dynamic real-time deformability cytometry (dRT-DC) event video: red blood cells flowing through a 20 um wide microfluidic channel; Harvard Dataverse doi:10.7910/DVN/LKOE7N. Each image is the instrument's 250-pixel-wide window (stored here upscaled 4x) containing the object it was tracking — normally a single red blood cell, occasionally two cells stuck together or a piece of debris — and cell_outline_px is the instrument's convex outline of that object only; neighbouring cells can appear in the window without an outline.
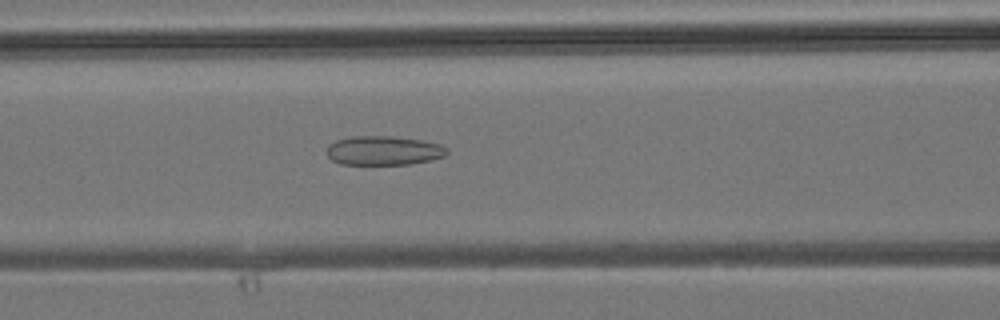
{"species": "common noctule bat (a hibernating species)", "species_latin": "Nyctalus noctula", "temperature_condition": "room temperature", "stored_images_in_passage": 42, "camera_frame_rate_fps": 3000, "um_per_image_px": 0.085, "animal": {"sex": "male", "body_mass_g": 19.2, "forearm_length_mm": 51.8}, "frame": {"image": 1, "passage_image": 17, "time_ms": 5.333, "image_size_px": [1000, 320], "cell_outline_px": [[448, 152], [444, 156], [432, 160], [408, 164], [340, 164], [332, 160], [328, 156], [328, 144], [336, 140], [352, 136], [388, 136], [420, 140], [440, 144], [448, 148]], "centroid_in_image_um": [32.61, 12.8], "position_along_channel_um": 134.0, "area_um2": 20.35}}
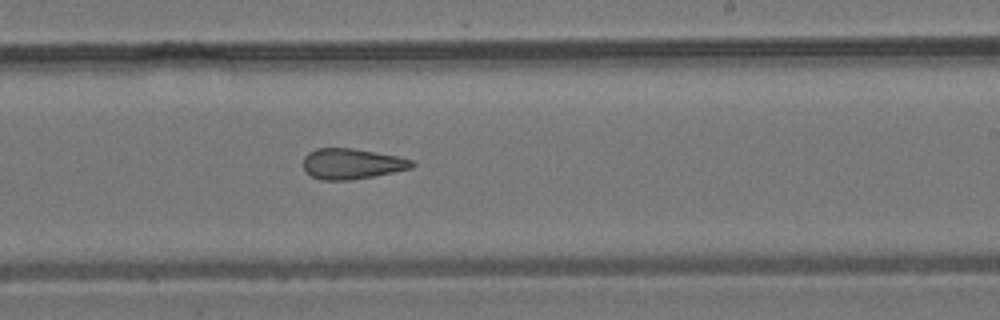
{"frame": {"image": 2, "passage_image": 25, "time_ms": 8.0, "image_size_px": [1000, 320], "cell_outline_px": [[416, 164], [412, 168], [352, 180], [320, 180], [312, 176], [304, 168], [304, 156], [308, 152], [316, 148], [352, 148], [396, 156], [412, 160]], "centroid_in_image_um": [29.89, 13.92], "position_along_channel_um": 259.1, "area_um2": 19.19}}
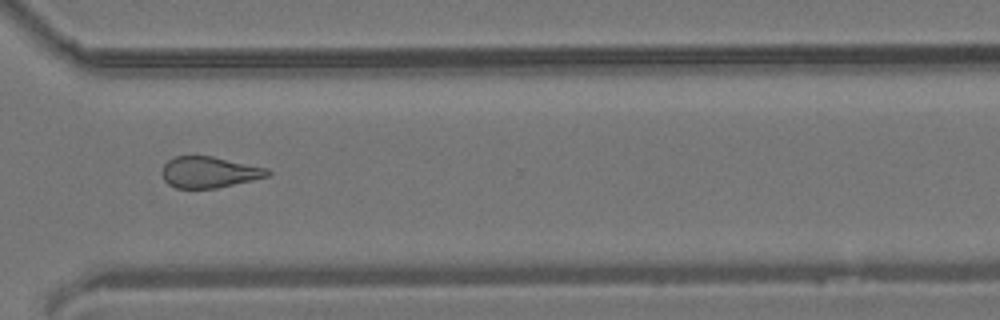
{"frame": {"image": 3, "passage_image": 31, "time_ms": 10.0, "image_size_px": [1000, 320], "cell_outline_px": [[272, 172], [268, 176], [252, 180], [216, 188], [176, 188], [168, 184], [164, 180], [160, 172], [164, 164], [168, 160], [176, 156], [212, 156], [268, 168]], "centroid_in_image_um": [17.76, 14.63], "position_along_channel_um": 352.8, "area_um2": 19.19}}